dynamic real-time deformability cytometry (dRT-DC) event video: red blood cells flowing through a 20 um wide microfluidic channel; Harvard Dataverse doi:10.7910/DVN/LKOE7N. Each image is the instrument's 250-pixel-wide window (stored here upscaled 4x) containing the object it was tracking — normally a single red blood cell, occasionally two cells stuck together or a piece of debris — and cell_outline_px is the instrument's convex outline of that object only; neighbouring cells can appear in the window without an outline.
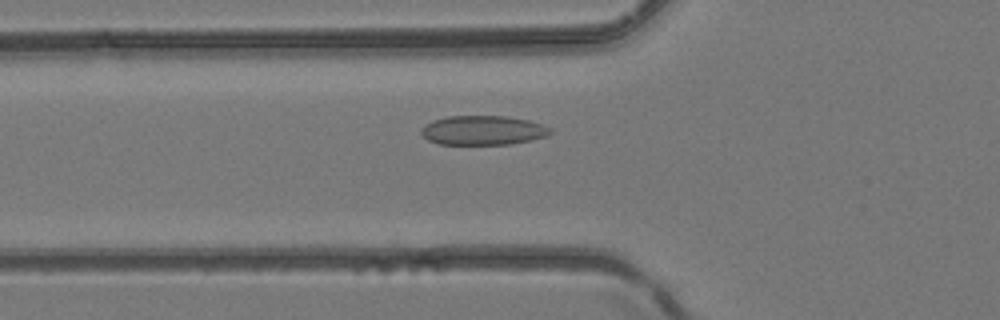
{"species": "common noctule bat (a hibernating species)", "species_latin": "Nyctalus noctula", "temperature_condition": "room temperature", "stored_images_in_passage": 40, "camera_frame_rate_fps": 3000, "um_per_image_px": 0.085, "animal": {"sex": "female", "body_mass_g": 24.6, "forearm_length_mm": 56.2}, "frame": {"image": 1, "passage_image": 13, "time_ms": 4.0, "image_size_px": [1000, 320], "cell_outline_px": [[552, 132], [544, 136], [532, 140], [508, 144], [436, 144], [428, 140], [420, 132], [420, 128], [424, 124], [432, 120], [448, 116], [508, 116], [528, 120], [552, 128]], "centroid_in_image_um": [41.01, 11.07], "position_along_channel_um": 84.8, "area_um2": 22.14}}
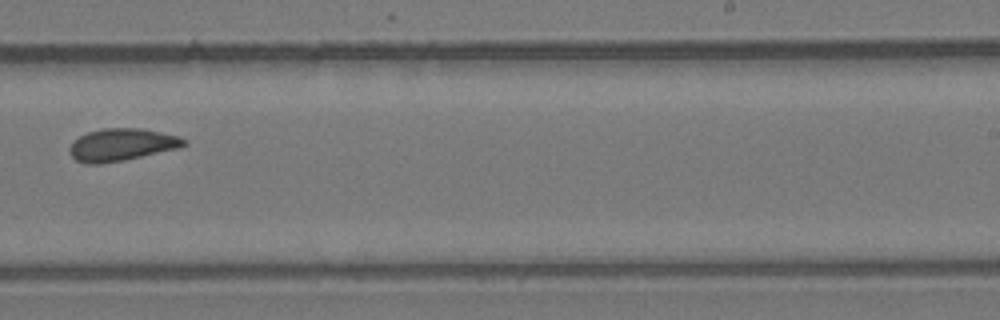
{"frame": {"image": 2, "passage_image": 25, "time_ms": 8.0, "image_size_px": [1000, 320], "cell_outline_px": [[188, 144], [180, 148], [124, 160], [100, 164], [84, 164], [76, 160], [72, 156], [68, 148], [72, 140], [88, 132], [104, 128], [144, 128], [180, 136], [188, 140]], "centroid_in_image_um": [10.37, 12.3], "position_along_channel_um": 278.6, "area_um2": 21.91}}
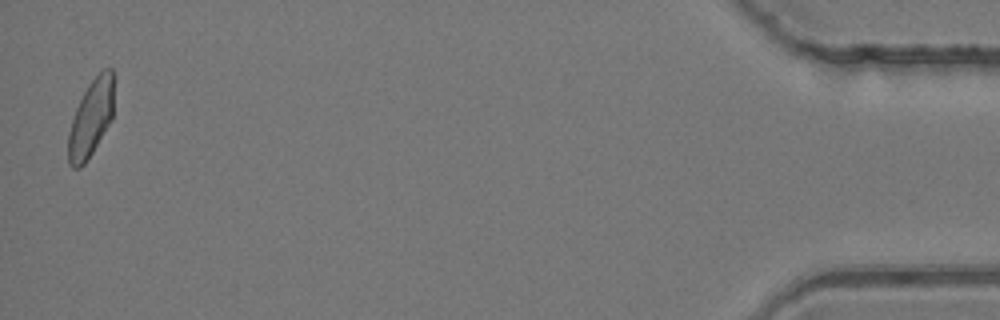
{"frame": {"image": 3, "passage_image": 40, "time_ms": 13.0, "image_size_px": [1000, 320], "cell_outline_px": [[116, 76], [112, 116], [108, 124], [88, 160], [80, 168], [72, 168], [68, 164], [68, 132], [76, 108], [88, 84], [104, 68], [112, 68]], "centroid_in_image_um": [7.75, 10.01], "position_along_channel_um": 427.4, "area_um2": 20.69}}